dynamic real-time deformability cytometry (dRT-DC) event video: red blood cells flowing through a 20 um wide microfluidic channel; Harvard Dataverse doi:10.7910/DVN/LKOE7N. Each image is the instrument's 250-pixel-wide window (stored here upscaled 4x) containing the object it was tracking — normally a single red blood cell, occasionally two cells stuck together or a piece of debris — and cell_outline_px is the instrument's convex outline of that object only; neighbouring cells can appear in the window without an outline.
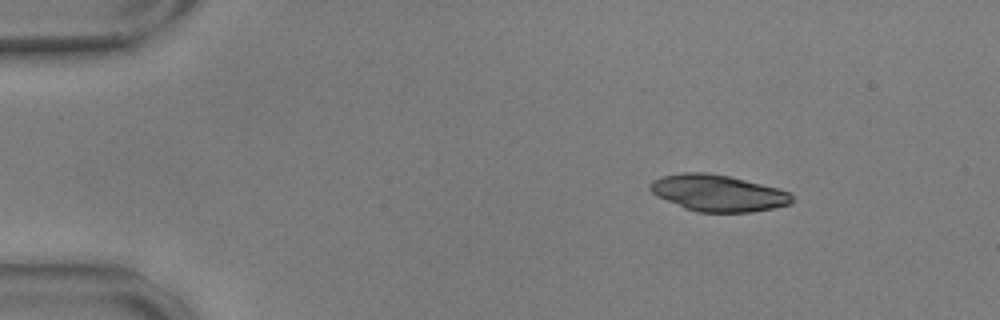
{"species": "common noctule bat (a hibernating species)", "species_latin": "Nyctalus noctula", "temperature_condition": "warm", "stored_images_in_passage": 6, "camera_frame_rate_fps": 3000, "um_per_image_px": 0.085, "animal": {"sex": "male", "body_mass_g": 17.9, "forearm_length_mm": 54.2}, "frame": {"image": 1, "passage_image": 1, "time_ms": 0.0, "image_size_px": [1000, 320], "cell_outline_px": [[796, 200], [792, 204], [752, 212], [696, 212], [684, 208], [656, 196], [648, 188], [652, 180], [664, 176], [684, 172], [708, 172], [728, 176], [792, 192], [796, 196]], "centroid_in_image_um": [61.06, 16.42], "position_along_channel_um": 23.9, "area_um2": 30.35}}